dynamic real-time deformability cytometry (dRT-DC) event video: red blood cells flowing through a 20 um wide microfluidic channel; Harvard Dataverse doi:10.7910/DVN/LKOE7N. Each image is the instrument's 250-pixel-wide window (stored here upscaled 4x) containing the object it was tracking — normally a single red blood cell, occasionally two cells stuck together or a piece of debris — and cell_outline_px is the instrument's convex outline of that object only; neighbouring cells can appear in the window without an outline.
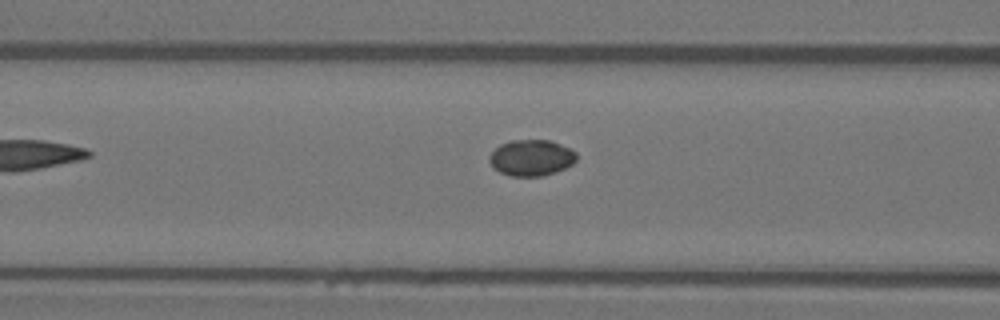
{"species": "Egyptian fruit bat (a non-hibernating species)", "species_latin": "Rousettus aegyptiacus", "temperature_condition": "warm", "stored_images_in_passage": 7, "camera_frame_rate_fps": 3000, "um_per_image_px": 0.085, "animal": {"sex": "female"}, "frame": {"image": 1, "passage_image": 6, "time_ms": 6.0, "image_size_px": [1000, 320], "cell_outline_px": [[576, 160], [572, 164], [564, 168], [540, 176], [512, 176], [500, 172], [488, 160], [488, 156], [500, 144], [512, 140], [552, 140], [572, 148], [576, 152]], "centroid_in_image_um": [45.18, 13.38], "position_along_channel_um": 121.4, "area_um2": 18.26}}
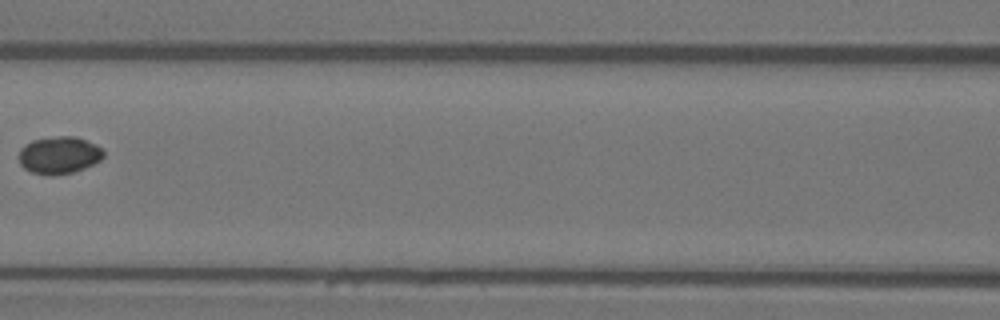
{"frame": {"image": 2, "passage_image": 7, "time_ms": 7.0, "image_size_px": [1000, 320], "cell_outline_px": [[104, 156], [100, 160], [84, 168], [72, 172], [52, 176], [48, 176], [32, 172], [24, 168], [20, 164], [20, 148], [24, 144], [32, 140], [56, 136], [76, 136], [96, 144], [104, 148]], "centroid_in_image_um": [5.04, 13.18], "position_along_channel_um": 161.6, "area_um2": 18.55}}